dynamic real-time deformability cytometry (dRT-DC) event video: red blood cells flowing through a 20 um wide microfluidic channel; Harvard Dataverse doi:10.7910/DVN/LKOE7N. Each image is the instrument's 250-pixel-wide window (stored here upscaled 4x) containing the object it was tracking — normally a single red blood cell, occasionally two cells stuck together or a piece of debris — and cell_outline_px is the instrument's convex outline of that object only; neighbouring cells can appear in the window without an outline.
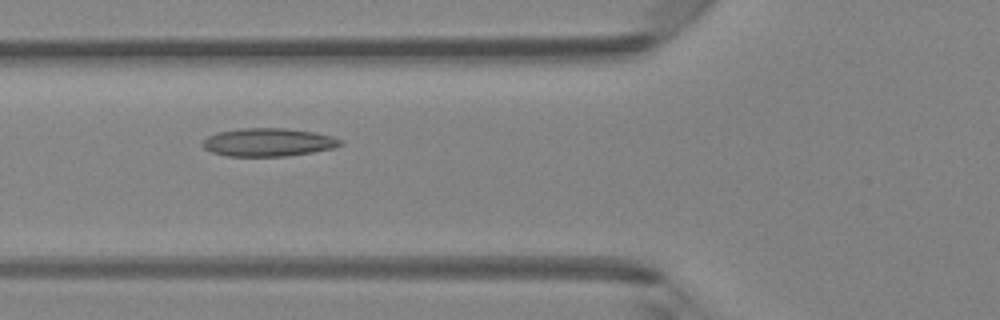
{"species": "Egyptian fruit bat (a non-hibernating species)", "species_latin": "Rousettus aegyptiacus", "temperature_condition": "room temperature", "stored_images_in_passage": 36, "camera_frame_rate_fps": 3000, "um_per_image_px": 0.085, "animal": {"sex": "female"}, "frame": {"image": 1, "passage_image": 7, "time_ms": 2.0, "image_size_px": [1000, 320], "cell_outline_px": [[344, 144], [332, 148], [312, 152], [288, 156], [228, 156], [212, 152], [204, 148], [200, 144], [208, 136], [216, 132], [240, 128], [284, 128], [316, 132], [332, 136], [344, 140]], "centroid_in_image_um": [22.81, 12.08], "position_along_channel_um": 103.0, "area_um2": 22.77}}
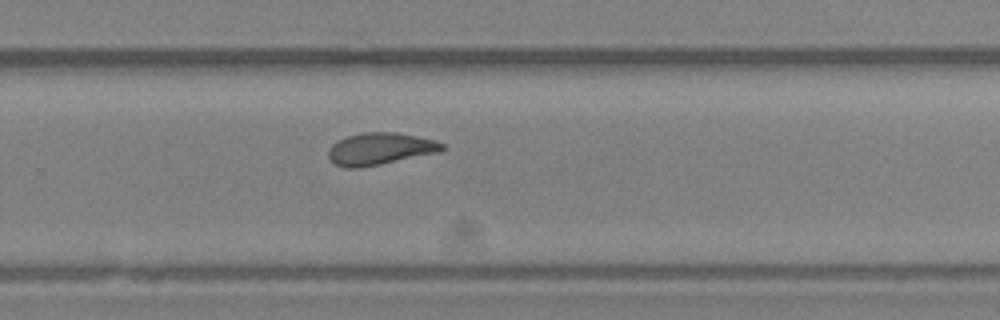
{"frame": {"image": 2, "passage_image": 21, "time_ms": 6.667, "image_size_px": [1000, 320], "cell_outline_px": [[444, 148], [440, 152], [360, 168], [344, 168], [336, 164], [328, 156], [328, 152], [332, 144], [336, 140], [348, 136], [364, 132], [396, 132], [436, 140], [444, 144]], "centroid_in_image_um": [32.3, 12.64], "position_along_channel_um": 297.5, "area_um2": 21.21}}
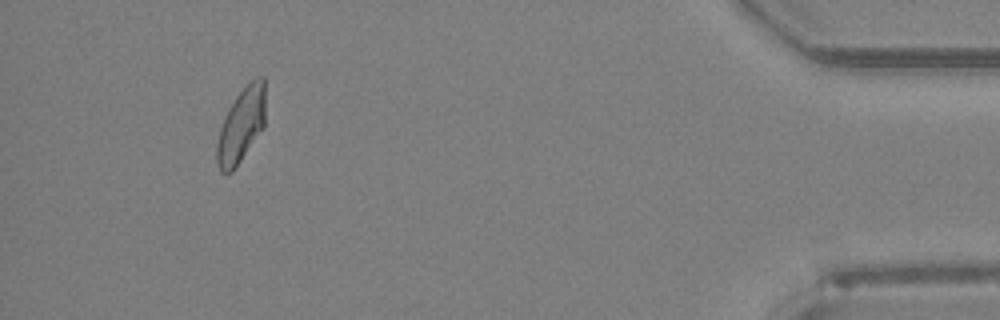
{"frame": {"image": 3, "passage_image": 34, "time_ms": 11.0, "image_size_px": [1000, 320], "cell_outline_px": [[264, 128], [232, 172], [220, 172], [216, 164], [216, 144], [220, 128], [224, 116], [228, 108], [236, 96], [256, 76], [264, 76]], "centroid_in_image_um": [20.48, 10.67], "position_along_channel_um": 414.7, "area_um2": 21.04}, "authors_computed_cell_mechanics": {"area_um2": 21.2415, "velocity_mm_per_s": 4.1924, "shape_relaxation_time_tau1_ms": null, "shape_relaxation_time_tau2_ms": 2.0437, "deformation_change_tau1": null, "deformation_change_tau2": 0.0768}}